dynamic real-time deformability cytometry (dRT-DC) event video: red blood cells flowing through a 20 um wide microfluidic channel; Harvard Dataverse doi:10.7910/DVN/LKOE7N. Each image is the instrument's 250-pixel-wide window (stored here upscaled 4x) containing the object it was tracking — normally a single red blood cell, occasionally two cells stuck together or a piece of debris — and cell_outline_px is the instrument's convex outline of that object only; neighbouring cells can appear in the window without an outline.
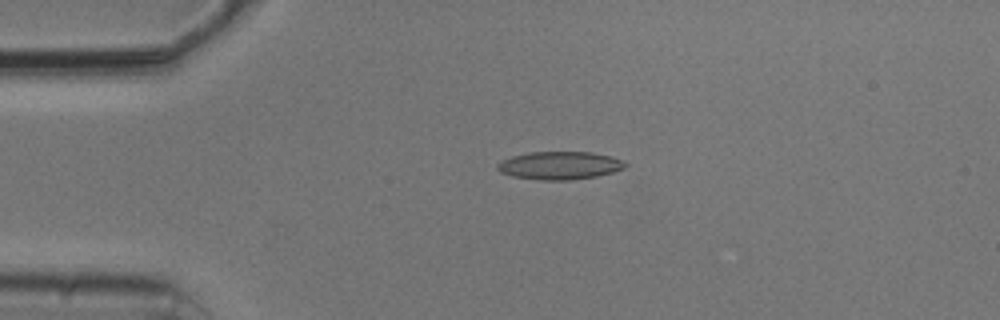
{"species": "common noctule bat (a hibernating species)", "species_latin": "Nyctalus noctula", "temperature_condition": "cold", "stored_images_in_passage": 42, "camera_frame_rate_fps": 3000, "um_per_image_px": 0.085, "animal": {"sex": "male", "body_mass_g": 20.5, "forearm_length_mm": 52.5}, "frame": {"image": 1, "passage_image": 1, "time_ms": 0.0, "image_size_px": [1000, 320], "cell_outline_px": [[628, 164], [624, 168], [612, 172], [596, 176], [568, 180], [540, 180], [512, 176], [500, 172], [496, 168], [496, 164], [500, 160], [512, 156], [528, 152], [592, 152], [608, 156], [620, 160]], "centroid_in_image_um": [47.51, 14.06], "position_along_channel_um": 37.5, "area_um2": 20.75}}
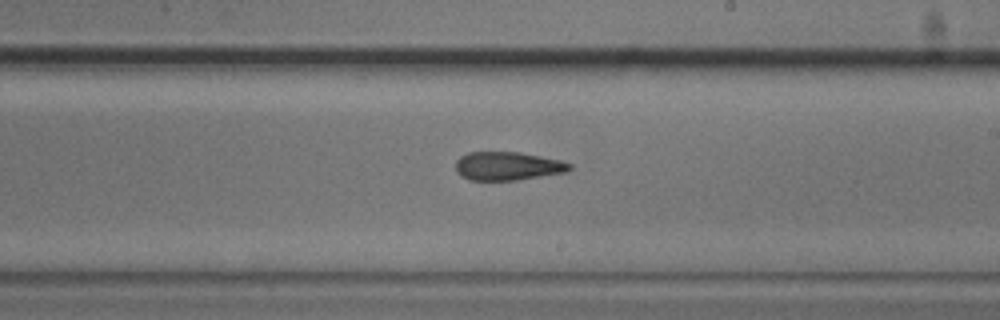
{"frame": {"image": 2, "passage_image": 20, "time_ms": 6.333, "image_size_px": [1000, 320], "cell_outline_px": [[572, 168], [568, 172], [516, 180], [468, 180], [460, 176], [456, 172], [456, 160], [460, 156], [468, 152], [520, 152], [560, 160], [572, 164]], "centroid_in_image_um": [43.14, 14.12], "position_along_channel_um": 245.9, "area_um2": 19.07}}
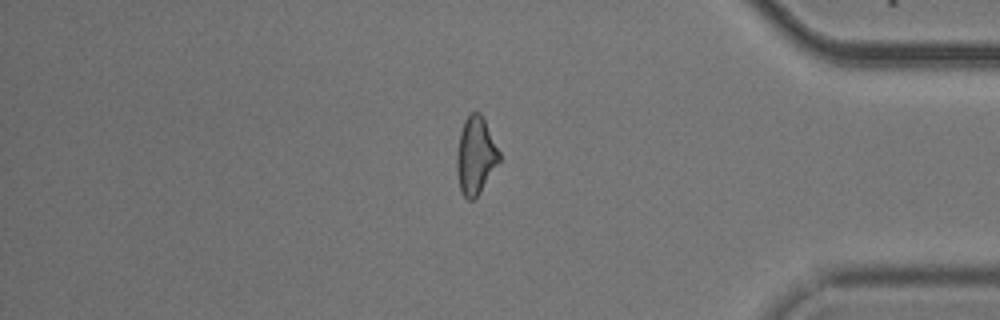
{"frame": {"image": 3, "passage_image": 34, "time_ms": 11.0, "image_size_px": [1000, 320], "cell_outline_px": [[500, 160], [480, 192], [472, 200], [468, 200], [460, 192], [456, 168], [456, 156], [460, 132], [464, 120], [472, 112], [480, 112], [500, 152]], "centroid_in_image_um": [40.41, 13.24], "position_along_channel_um": 394.8, "area_um2": 19.02}, "authors_computed_cell_mechanics": {"area_um2": 19.4208, "velocity_mm_per_s": 3.7802, "shape_relaxation_time_tau1_ms": null, "shape_relaxation_time_tau2_ms": 2.1481, "deformation_change_tau1": null, "deformation_change_tau2": 0.1154}}